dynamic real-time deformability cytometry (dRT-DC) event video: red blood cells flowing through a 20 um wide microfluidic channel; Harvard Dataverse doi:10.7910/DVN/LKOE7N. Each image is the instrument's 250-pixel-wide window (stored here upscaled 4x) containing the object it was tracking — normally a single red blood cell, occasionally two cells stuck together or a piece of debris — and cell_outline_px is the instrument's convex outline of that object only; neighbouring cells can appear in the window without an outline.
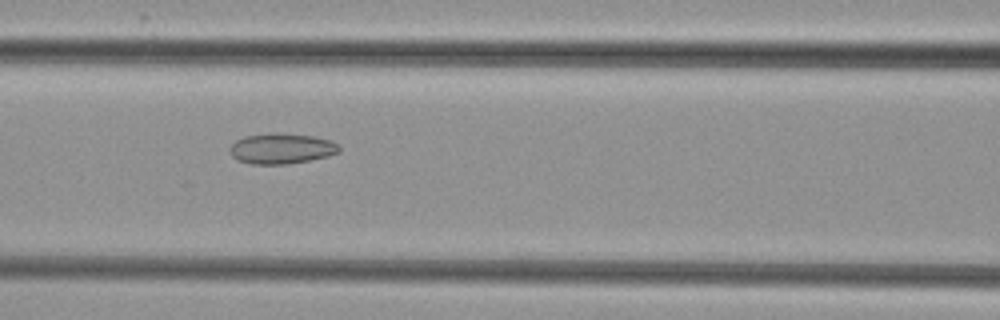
{"species": "common noctule bat (a hibernating species)", "species_latin": "Nyctalus noctula", "temperature_condition": "cold", "stored_images_in_passage": 7, "camera_frame_rate_fps": 3000, "um_per_image_px": 0.085, "animal": {"sex": "female", "body_mass_g": 29.2, "forearm_length_mm": 56.3}, "frame": {"image": 1, "passage_image": 7, "time_ms": 7.667, "image_size_px": [1000, 320], "cell_outline_px": [[340, 152], [328, 156], [288, 164], [252, 164], [236, 160], [232, 156], [228, 148], [236, 140], [244, 136], [312, 136], [332, 140], [340, 144]], "centroid_in_image_um": [23.95, 12.68], "position_along_channel_um": 142.7, "area_um2": 18.67}}